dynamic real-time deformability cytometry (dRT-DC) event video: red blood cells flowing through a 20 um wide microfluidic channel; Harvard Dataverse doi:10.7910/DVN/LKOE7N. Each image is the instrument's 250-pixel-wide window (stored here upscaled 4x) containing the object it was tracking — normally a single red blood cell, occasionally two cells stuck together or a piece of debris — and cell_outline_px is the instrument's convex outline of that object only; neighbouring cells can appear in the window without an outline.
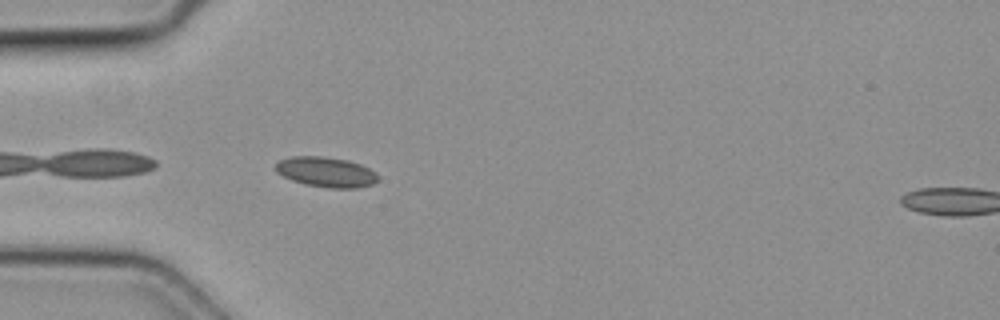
{"species": "common noctule bat (a hibernating species)", "species_latin": "Nyctalus noctula", "temperature_condition": "cold", "stored_images_in_passage": 3, "segment_of_instrument_passage": [1, 2], "camera_frame_rate_fps": 3000, "um_per_image_px": 0.085, "animal": {"sex": "female", "body_mass_g": 19.3, "forearm_length_mm": 54.1}, "frame": {"image": 1, "passage_image": 2, "time_ms": 0.333, "image_size_px": [1000, 320], "cell_outline_px": [[380, 180], [372, 184], [356, 188], [328, 188], [308, 184], [292, 180], [276, 172], [276, 164], [280, 160], [292, 156], [320, 156], [348, 160], [360, 164], [376, 172], [380, 176]], "centroid_in_image_um": [27.77, 14.62], "position_along_channel_um": 57.2, "area_um2": 17.92}}